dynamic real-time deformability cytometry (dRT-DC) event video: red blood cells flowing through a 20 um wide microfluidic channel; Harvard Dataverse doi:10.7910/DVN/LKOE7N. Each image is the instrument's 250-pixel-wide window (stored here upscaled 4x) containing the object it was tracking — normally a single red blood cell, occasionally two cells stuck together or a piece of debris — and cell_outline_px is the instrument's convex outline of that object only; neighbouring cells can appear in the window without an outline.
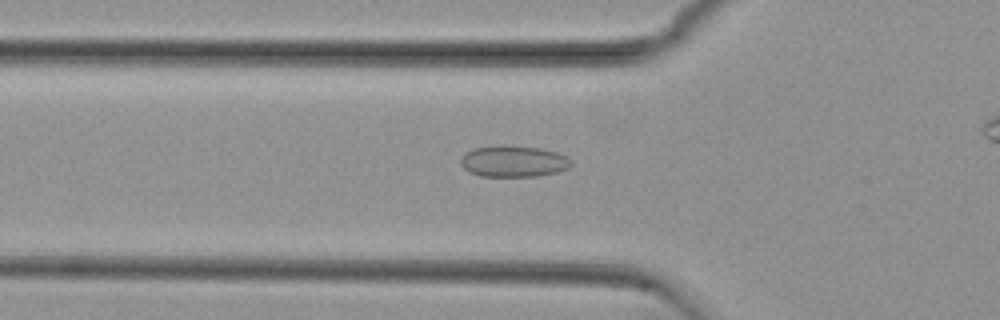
{"species": "common noctule bat (a hibernating species)", "species_latin": "Nyctalus noctula", "temperature_condition": "cold", "stored_images_in_passage": 49, "camera_frame_rate_fps": 3000, "um_per_image_px": 0.085, "animal": {"sex": "female", "body_mass_g": 29.2, "forearm_length_mm": 56.3}, "frame": {"image": 1, "passage_image": 19, "time_ms": 6.0, "image_size_px": [1000, 320], "cell_outline_px": [[572, 164], [568, 168], [556, 172], [536, 176], [480, 176], [468, 172], [460, 164], [460, 160], [464, 152], [472, 148], [540, 148], [556, 152], [568, 156], [572, 160]], "centroid_in_image_um": [43.65, 13.75], "position_along_channel_um": 82.1, "area_um2": 19.54}}
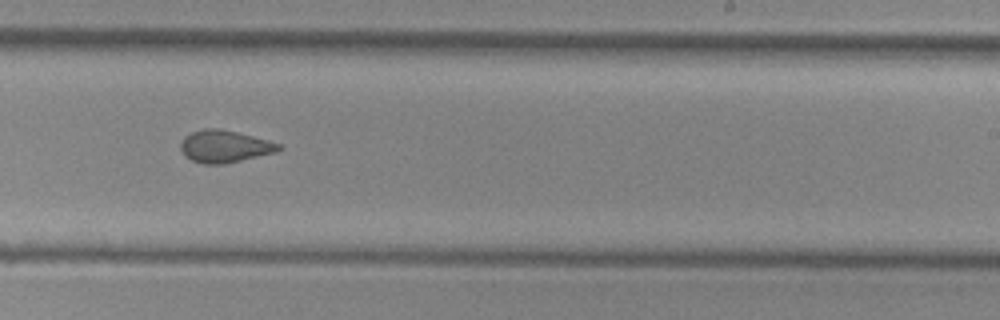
{"frame": {"image": 2, "passage_image": 34, "time_ms": 11.0, "image_size_px": [1000, 320], "cell_outline_px": [[284, 148], [276, 152], [224, 164], [200, 164], [184, 156], [180, 148], [180, 144], [184, 136], [192, 132], [204, 128], [220, 128], [268, 140], [280, 144]], "centroid_in_image_um": [19.07, 12.45], "position_along_channel_um": 269.9, "area_um2": 18.5}}
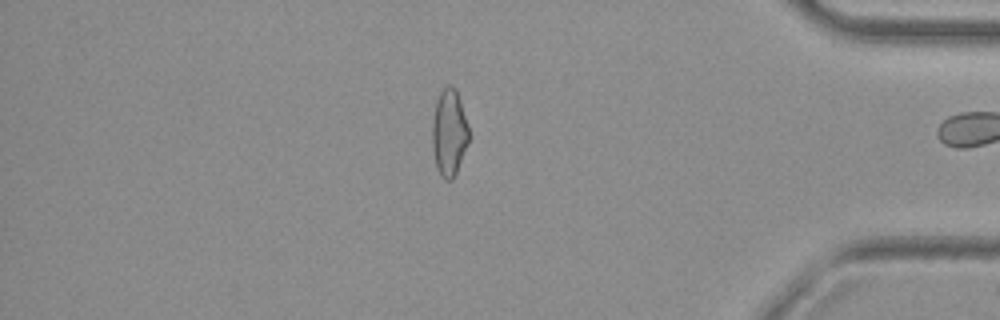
{"frame": {"image": 3, "passage_image": 47, "time_ms": 15.333, "image_size_px": [1000, 320], "cell_outline_px": [[468, 140], [456, 172], [452, 180], [444, 180], [440, 176], [436, 168], [432, 148], [432, 124], [436, 100], [440, 92], [448, 84], [452, 84], [456, 88], [460, 100], [468, 128]], "centroid_in_image_um": [38.14, 11.27], "position_along_channel_um": 397.1, "area_um2": 18.38}, "authors_computed_cell_mechanics": {"area_um2": 19.074, "velocity_mm_per_s": 3.7468, "shape_relaxation_time_tau1_ms": null, "shape_relaxation_time_tau2_ms": 1.8011, "deformation_change_tau1": null, "deformation_change_tau2": 0.0671}}